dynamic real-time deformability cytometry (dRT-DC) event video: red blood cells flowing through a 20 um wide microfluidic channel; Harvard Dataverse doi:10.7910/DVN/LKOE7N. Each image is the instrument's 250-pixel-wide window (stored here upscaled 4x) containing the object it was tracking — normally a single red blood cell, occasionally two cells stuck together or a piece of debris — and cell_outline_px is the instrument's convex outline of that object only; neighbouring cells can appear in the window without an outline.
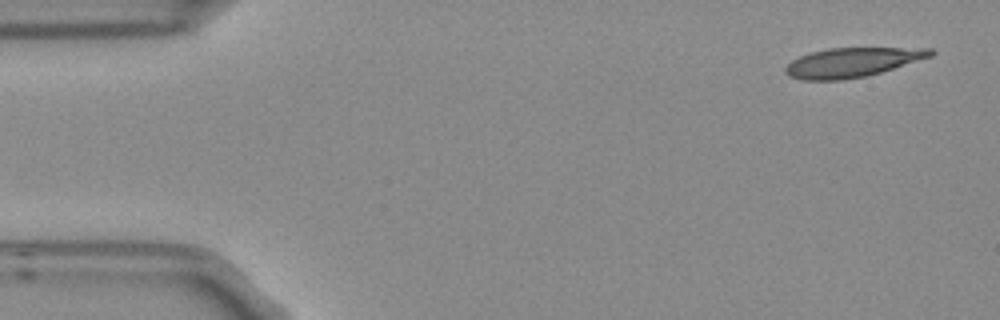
{"species": "Egyptian fruit bat (a non-hibernating species)", "species_latin": "Rousettus aegyptiacus", "temperature_condition": "room temperature", "stored_images_in_passage": 4, "camera_frame_rate_fps": 3000, "um_per_image_px": 0.085, "frame": {"image": 1, "passage_image": 1, "time_ms": 0.0, "image_size_px": [1000, 320], "cell_outline_px": [[936, 52], [932, 56], [880, 72], [864, 76], [844, 80], [804, 80], [788, 76], [784, 72], [784, 68], [792, 60], [800, 56], [812, 52], [828, 48], [932, 48]], "centroid_in_image_um": [72.41, 5.3], "position_along_channel_um": 12.6, "area_um2": 24.68}}
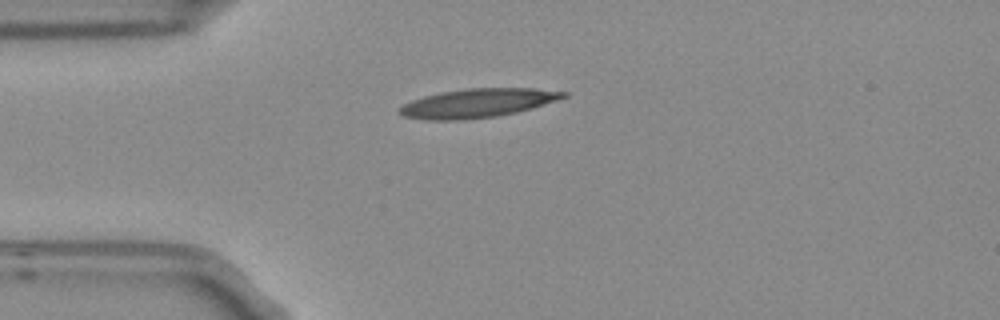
{"frame": {"image": 2, "passage_image": 4, "time_ms": 1.0, "image_size_px": [1000, 320], "cell_outline_px": [[568, 96], [532, 108], [516, 112], [496, 116], [464, 120], [424, 120], [404, 116], [396, 112], [396, 108], [412, 100], [424, 96], [440, 92], [468, 88], [536, 88], [568, 92]], "centroid_in_image_um": [40.55, 8.76], "position_along_channel_um": 44.4, "area_um2": 27.69}}